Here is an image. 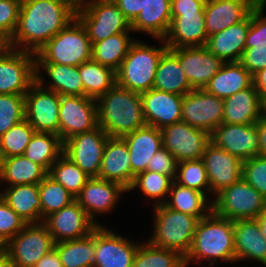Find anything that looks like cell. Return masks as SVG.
Wrapping results in <instances>:
<instances>
[{"mask_svg": "<svg viewBox=\"0 0 266 267\" xmlns=\"http://www.w3.org/2000/svg\"><path fill=\"white\" fill-rule=\"evenodd\" d=\"M75 18L76 13L61 0H22L8 47L37 54Z\"/></svg>", "mask_w": 266, "mask_h": 267, "instance_id": "obj_1", "label": "cell"}, {"mask_svg": "<svg viewBox=\"0 0 266 267\" xmlns=\"http://www.w3.org/2000/svg\"><path fill=\"white\" fill-rule=\"evenodd\" d=\"M236 263L233 221L211 211L198 221L191 248L184 257L185 267L207 261V267L219 262ZM199 262V263H198Z\"/></svg>", "mask_w": 266, "mask_h": 267, "instance_id": "obj_2", "label": "cell"}, {"mask_svg": "<svg viewBox=\"0 0 266 267\" xmlns=\"http://www.w3.org/2000/svg\"><path fill=\"white\" fill-rule=\"evenodd\" d=\"M96 103L98 125L109 137H123L147 125L140 93L115 84Z\"/></svg>", "mask_w": 266, "mask_h": 267, "instance_id": "obj_3", "label": "cell"}, {"mask_svg": "<svg viewBox=\"0 0 266 267\" xmlns=\"http://www.w3.org/2000/svg\"><path fill=\"white\" fill-rule=\"evenodd\" d=\"M162 46L155 47L136 40L116 71V84L120 87L142 93L153 88L158 62L168 49L164 39ZM163 43V44H162Z\"/></svg>", "mask_w": 266, "mask_h": 267, "instance_id": "obj_4", "label": "cell"}, {"mask_svg": "<svg viewBox=\"0 0 266 267\" xmlns=\"http://www.w3.org/2000/svg\"><path fill=\"white\" fill-rule=\"evenodd\" d=\"M153 207V236L147 241L156 247L178 251L185 257L191 248L199 219L164 204Z\"/></svg>", "mask_w": 266, "mask_h": 267, "instance_id": "obj_5", "label": "cell"}, {"mask_svg": "<svg viewBox=\"0 0 266 267\" xmlns=\"http://www.w3.org/2000/svg\"><path fill=\"white\" fill-rule=\"evenodd\" d=\"M92 60V44L81 22L75 18L36 54V63L79 66Z\"/></svg>", "mask_w": 266, "mask_h": 267, "instance_id": "obj_6", "label": "cell"}, {"mask_svg": "<svg viewBox=\"0 0 266 267\" xmlns=\"http://www.w3.org/2000/svg\"><path fill=\"white\" fill-rule=\"evenodd\" d=\"M212 198V211L232 221L256 219L266 209V198L243 178Z\"/></svg>", "mask_w": 266, "mask_h": 267, "instance_id": "obj_7", "label": "cell"}, {"mask_svg": "<svg viewBox=\"0 0 266 267\" xmlns=\"http://www.w3.org/2000/svg\"><path fill=\"white\" fill-rule=\"evenodd\" d=\"M91 44L118 33L133 32L131 23L113 0H97L76 12Z\"/></svg>", "mask_w": 266, "mask_h": 267, "instance_id": "obj_8", "label": "cell"}, {"mask_svg": "<svg viewBox=\"0 0 266 267\" xmlns=\"http://www.w3.org/2000/svg\"><path fill=\"white\" fill-rule=\"evenodd\" d=\"M36 82V54L7 47L0 53V94L25 95Z\"/></svg>", "mask_w": 266, "mask_h": 267, "instance_id": "obj_9", "label": "cell"}, {"mask_svg": "<svg viewBox=\"0 0 266 267\" xmlns=\"http://www.w3.org/2000/svg\"><path fill=\"white\" fill-rule=\"evenodd\" d=\"M54 240L43 223H29L4 245L17 267H33L54 249Z\"/></svg>", "mask_w": 266, "mask_h": 267, "instance_id": "obj_10", "label": "cell"}, {"mask_svg": "<svg viewBox=\"0 0 266 267\" xmlns=\"http://www.w3.org/2000/svg\"><path fill=\"white\" fill-rule=\"evenodd\" d=\"M109 136L98 126L63 142V154L90 177H98Z\"/></svg>", "mask_w": 266, "mask_h": 267, "instance_id": "obj_11", "label": "cell"}, {"mask_svg": "<svg viewBox=\"0 0 266 267\" xmlns=\"http://www.w3.org/2000/svg\"><path fill=\"white\" fill-rule=\"evenodd\" d=\"M163 148L169 150L178 162L202 158L211 143V134L184 122L160 129Z\"/></svg>", "mask_w": 266, "mask_h": 267, "instance_id": "obj_12", "label": "cell"}, {"mask_svg": "<svg viewBox=\"0 0 266 267\" xmlns=\"http://www.w3.org/2000/svg\"><path fill=\"white\" fill-rule=\"evenodd\" d=\"M98 126L96 99L86 96H61L59 137L62 142Z\"/></svg>", "mask_w": 266, "mask_h": 267, "instance_id": "obj_13", "label": "cell"}, {"mask_svg": "<svg viewBox=\"0 0 266 267\" xmlns=\"http://www.w3.org/2000/svg\"><path fill=\"white\" fill-rule=\"evenodd\" d=\"M61 96L43 88L37 81L25 94V119L36 132L59 136V108Z\"/></svg>", "mask_w": 266, "mask_h": 267, "instance_id": "obj_14", "label": "cell"}, {"mask_svg": "<svg viewBox=\"0 0 266 267\" xmlns=\"http://www.w3.org/2000/svg\"><path fill=\"white\" fill-rule=\"evenodd\" d=\"M224 100L195 89L183 96L181 121L212 133L223 122Z\"/></svg>", "mask_w": 266, "mask_h": 267, "instance_id": "obj_15", "label": "cell"}, {"mask_svg": "<svg viewBox=\"0 0 266 267\" xmlns=\"http://www.w3.org/2000/svg\"><path fill=\"white\" fill-rule=\"evenodd\" d=\"M139 245L104 225L97 226L93 267H132Z\"/></svg>", "mask_w": 266, "mask_h": 267, "instance_id": "obj_16", "label": "cell"}, {"mask_svg": "<svg viewBox=\"0 0 266 267\" xmlns=\"http://www.w3.org/2000/svg\"><path fill=\"white\" fill-rule=\"evenodd\" d=\"M211 142L242 161L259 156V134L256 123H222L211 133Z\"/></svg>", "mask_w": 266, "mask_h": 267, "instance_id": "obj_17", "label": "cell"}, {"mask_svg": "<svg viewBox=\"0 0 266 267\" xmlns=\"http://www.w3.org/2000/svg\"><path fill=\"white\" fill-rule=\"evenodd\" d=\"M42 223L52 235L54 243L83 238L97 227L76 200L47 216Z\"/></svg>", "mask_w": 266, "mask_h": 267, "instance_id": "obj_18", "label": "cell"}, {"mask_svg": "<svg viewBox=\"0 0 266 267\" xmlns=\"http://www.w3.org/2000/svg\"><path fill=\"white\" fill-rule=\"evenodd\" d=\"M126 192L128 190L117 182L91 177L76 197V201L97 226H102L96 221V216L111 212L121 200L119 197Z\"/></svg>", "mask_w": 266, "mask_h": 267, "instance_id": "obj_19", "label": "cell"}, {"mask_svg": "<svg viewBox=\"0 0 266 267\" xmlns=\"http://www.w3.org/2000/svg\"><path fill=\"white\" fill-rule=\"evenodd\" d=\"M177 56L193 90L204 89L221 69L224 62L205 46L171 49Z\"/></svg>", "mask_w": 266, "mask_h": 267, "instance_id": "obj_20", "label": "cell"}, {"mask_svg": "<svg viewBox=\"0 0 266 267\" xmlns=\"http://www.w3.org/2000/svg\"><path fill=\"white\" fill-rule=\"evenodd\" d=\"M201 159L206 167L210 194L214 196L242 178L243 161L212 142L207 146Z\"/></svg>", "mask_w": 266, "mask_h": 267, "instance_id": "obj_21", "label": "cell"}, {"mask_svg": "<svg viewBox=\"0 0 266 267\" xmlns=\"http://www.w3.org/2000/svg\"><path fill=\"white\" fill-rule=\"evenodd\" d=\"M262 0H206L204 17L207 36L245 20Z\"/></svg>", "mask_w": 266, "mask_h": 267, "instance_id": "obj_22", "label": "cell"}, {"mask_svg": "<svg viewBox=\"0 0 266 267\" xmlns=\"http://www.w3.org/2000/svg\"><path fill=\"white\" fill-rule=\"evenodd\" d=\"M140 95L147 125L162 129L181 122L183 96L154 88Z\"/></svg>", "mask_w": 266, "mask_h": 267, "instance_id": "obj_23", "label": "cell"}, {"mask_svg": "<svg viewBox=\"0 0 266 267\" xmlns=\"http://www.w3.org/2000/svg\"><path fill=\"white\" fill-rule=\"evenodd\" d=\"M266 0H262L250 14L245 50L239 63L252 75L266 68Z\"/></svg>", "mask_w": 266, "mask_h": 267, "instance_id": "obj_24", "label": "cell"}, {"mask_svg": "<svg viewBox=\"0 0 266 267\" xmlns=\"http://www.w3.org/2000/svg\"><path fill=\"white\" fill-rule=\"evenodd\" d=\"M127 143L122 137H109L97 178L114 181L129 190L135 179Z\"/></svg>", "mask_w": 266, "mask_h": 267, "instance_id": "obj_25", "label": "cell"}, {"mask_svg": "<svg viewBox=\"0 0 266 267\" xmlns=\"http://www.w3.org/2000/svg\"><path fill=\"white\" fill-rule=\"evenodd\" d=\"M204 12L172 16L164 42L168 49L205 46L207 41Z\"/></svg>", "mask_w": 266, "mask_h": 267, "instance_id": "obj_26", "label": "cell"}, {"mask_svg": "<svg viewBox=\"0 0 266 267\" xmlns=\"http://www.w3.org/2000/svg\"><path fill=\"white\" fill-rule=\"evenodd\" d=\"M233 232L236 263L253 260L266 266V238L257 219L233 221Z\"/></svg>", "mask_w": 266, "mask_h": 267, "instance_id": "obj_27", "label": "cell"}, {"mask_svg": "<svg viewBox=\"0 0 266 267\" xmlns=\"http://www.w3.org/2000/svg\"><path fill=\"white\" fill-rule=\"evenodd\" d=\"M250 27V15L243 21L207 38L205 48L224 63L239 62Z\"/></svg>", "mask_w": 266, "mask_h": 267, "instance_id": "obj_28", "label": "cell"}, {"mask_svg": "<svg viewBox=\"0 0 266 267\" xmlns=\"http://www.w3.org/2000/svg\"><path fill=\"white\" fill-rule=\"evenodd\" d=\"M41 70H44L43 72L51 80H49V84L44 82L45 79L41 75ZM36 81L43 88L55 91L60 96H84V86L78 72V66L58 63H36Z\"/></svg>", "mask_w": 266, "mask_h": 267, "instance_id": "obj_29", "label": "cell"}, {"mask_svg": "<svg viewBox=\"0 0 266 267\" xmlns=\"http://www.w3.org/2000/svg\"><path fill=\"white\" fill-rule=\"evenodd\" d=\"M127 143L132 172L147 171L151 157L163 147L160 129L145 125L122 137Z\"/></svg>", "mask_w": 266, "mask_h": 267, "instance_id": "obj_30", "label": "cell"}, {"mask_svg": "<svg viewBox=\"0 0 266 267\" xmlns=\"http://www.w3.org/2000/svg\"><path fill=\"white\" fill-rule=\"evenodd\" d=\"M223 122L256 123L263 115V101L254 85L224 99Z\"/></svg>", "mask_w": 266, "mask_h": 267, "instance_id": "obj_31", "label": "cell"}, {"mask_svg": "<svg viewBox=\"0 0 266 267\" xmlns=\"http://www.w3.org/2000/svg\"><path fill=\"white\" fill-rule=\"evenodd\" d=\"M0 197L27 224L41 223L39 184L8 186L4 191H0Z\"/></svg>", "mask_w": 266, "mask_h": 267, "instance_id": "obj_32", "label": "cell"}, {"mask_svg": "<svg viewBox=\"0 0 266 267\" xmlns=\"http://www.w3.org/2000/svg\"><path fill=\"white\" fill-rule=\"evenodd\" d=\"M171 0H148L131 23L134 32H143L155 39H164L171 24Z\"/></svg>", "mask_w": 266, "mask_h": 267, "instance_id": "obj_33", "label": "cell"}, {"mask_svg": "<svg viewBox=\"0 0 266 267\" xmlns=\"http://www.w3.org/2000/svg\"><path fill=\"white\" fill-rule=\"evenodd\" d=\"M252 85L253 75L248 70L239 62H228L222 65L204 89L224 100Z\"/></svg>", "mask_w": 266, "mask_h": 267, "instance_id": "obj_34", "label": "cell"}, {"mask_svg": "<svg viewBox=\"0 0 266 267\" xmlns=\"http://www.w3.org/2000/svg\"><path fill=\"white\" fill-rule=\"evenodd\" d=\"M153 88L181 96L193 90L178 56L171 49H167L158 62Z\"/></svg>", "mask_w": 266, "mask_h": 267, "instance_id": "obj_35", "label": "cell"}, {"mask_svg": "<svg viewBox=\"0 0 266 267\" xmlns=\"http://www.w3.org/2000/svg\"><path fill=\"white\" fill-rule=\"evenodd\" d=\"M170 197V198H169ZM164 205L172 210L197 217L199 220L212 211V198L197 190L172 182Z\"/></svg>", "mask_w": 266, "mask_h": 267, "instance_id": "obj_36", "label": "cell"}, {"mask_svg": "<svg viewBox=\"0 0 266 267\" xmlns=\"http://www.w3.org/2000/svg\"><path fill=\"white\" fill-rule=\"evenodd\" d=\"M130 33H118L94 43L92 45V60L112 68L116 72L129 52L130 47L136 41L134 38L131 39Z\"/></svg>", "mask_w": 266, "mask_h": 267, "instance_id": "obj_37", "label": "cell"}, {"mask_svg": "<svg viewBox=\"0 0 266 267\" xmlns=\"http://www.w3.org/2000/svg\"><path fill=\"white\" fill-rule=\"evenodd\" d=\"M47 174L42 166L24 155L12 156L5 158L0 181L8 183L9 186L39 184Z\"/></svg>", "mask_w": 266, "mask_h": 267, "instance_id": "obj_38", "label": "cell"}, {"mask_svg": "<svg viewBox=\"0 0 266 267\" xmlns=\"http://www.w3.org/2000/svg\"><path fill=\"white\" fill-rule=\"evenodd\" d=\"M62 154L63 142L57 134L35 132L23 155L49 172Z\"/></svg>", "mask_w": 266, "mask_h": 267, "instance_id": "obj_39", "label": "cell"}, {"mask_svg": "<svg viewBox=\"0 0 266 267\" xmlns=\"http://www.w3.org/2000/svg\"><path fill=\"white\" fill-rule=\"evenodd\" d=\"M63 267H93L95 229L83 238L54 244Z\"/></svg>", "mask_w": 266, "mask_h": 267, "instance_id": "obj_40", "label": "cell"}, {"mask_svg": "<svg viewBox=\"0 0 266 267\" xmlns=\"http://www.w3.org/2000/svg\"><path fill=\"white\" fill-rule=\"evenodd\" d=\"M78 72L83 81L86 97L97 99L116 84V72L93 60L80 64Z\"/></svg>", "mask_w": 266, "mask_h": 267, "instance_id": "obj_41", "label": "cell"}, {"mask_svg": "<svg viewBox=\"0 0 266 267\" xmlns=\"http://www.w3.org/2000/svg\"><path fill=\"white\" fill-rule=\"evenodd\" d=\"M132 267H185V262L178 251L153 246L146 240L139 245Z\"/></svg>", "mask_w": 266, "mask_h": 267, "instance_id": "obj_42", "label": "cell"}, {"mask_svg": "<svg viewBox=\"0 0 266 267\" xmlns=\"http://www.w3.org/2000/svg\"><path fill=\"white\" fill-rule=\"evenodd\" d=\"M39 196L41 201V223L43 220L71 204L76 198L60 183L48 174L39 183Z\"/></svg>", "mask_w": 266, "mask_h": 267, "instance_id": "obj_43", "label": "cell"}, {"mask_svg": "<svg viewBox=\"0 0 266 267\" xmlns=\"http://www.w3.org/2000/svg\"><path fill=\"white\" fill-rule=\"evenodd\" d=\"M48 175L63 185L75 198L91 178L64 154L53 163Z\"/></svg>", "mask_w": 266, "mask_h": 267, "instance_id": "obj_44", "label": "cell"}, {"mask_svg": "<svg viewBox=\"0 0 266 267\" xmlns=\"http://www.w3.org/2000/svg\"><path fill=\"white\" fill-rule=\"evenodd\" d=\"M172 182L173 180L167 175L147 170L135 176L128 192L139 189L141 193L155 201L153 206L162 205L167 199Z\"/></svg>", "mask_w": 266, "mask_h": 267, "instance_id": "obj_45", "label": "cell"}, {"mask_svg": "<svg viewBox=\"0 0 266 267\" xmlns=\"http://www.w3.org/2000/svg\"><path fill=\"white\" fill-rule=\"evenodd\" d=\"M174 182L181 186L202 192L209 198V179L206 167L201 158L178 162ZM208 193L209 195H207Z\"/></svg>", "mask_w": 266, "mask_h": 267, "instance_id": "obj_46", "label": "cell"}, {"mask_svg": "<svg viewBox=\"0 0 266 267\" xmlns=\"http://www.w3.org/2000/svg\"><path fill=\"white\" fill-rule=\"evenodd\" d=\"M35 132L34 128L24 119L0 136L5 158L23 155Z\"/></svg>", "mask_w": 266, "mask_h": 267, "instance_id": "obj_47", "label": "cell"}, {"mask_svg": "<svg viewBox=\"0 0 266 267\" xmlns=\"http://www.w3.org/2000/svg\"><path fill=\"white\" fill-rule=\"evenodd\" d=\"M25 119V95L0 94V136Z\"/></svg>", "mask_w": 266, "mask_h": 267, "instance_id": "obj_48", "label": "cell"}, {"mask_svg": "<svg viewBox=\"0 0 266 267\" xmlns=\"http://www.w3.org/2000/svg\"><path fill=\"white\" fill-rule=\"evenodd\" d=\"M242 178L266 198V157L255 156L243 161Z\"/></svg>", "mask_w": 266, "mask_h": 267, "instance_id": "obj_49", "label": "cell"}, {"mask_svg": "<svg viewBox=\"0 0 266 267\" xmlns=\"http://www.w3.org/2000/svg\"><path fill=\"white\" fill-rule=\"evenodd\" d=\"M27 223L0 197V242L5 245Z\"/></svg>", "mask_w": 266, "mask_h": 267, "instance_id": "obj_50", "label": "cell"}, {"mask_svg": "<svg viewBox=\"0 0 266 267\" xmlns=\"http://www.w3.org/2000/svg\"><path fill=\"white\" fill-rule=\"evenodd\" d=\"M21 1L0 0V36L7 43L17 28Z\"/></svg>", "mask_w": 266, "mask_h": 267, "instance_id": "obj_51", "label": "cell"}, {"mask_svg": "<svg viewBox=\"0 0 266 267\" xmlns=\"http://www.w3.org/2000/svg\"><path fill=\"white\" fill-rule=\"evenodd\" d=\"M177 164L178 161L171 152L162 147L149 160L147 170L167 175L174 181Z\"/></svg>", "mask_w": 266, "mask_h": 267, "instance_id": "obj_52", "label": "cell"}, {"mask_svg": "<svg viewBox=\"0 0 266 267\" xmlns=\"http://www.w3.org/2000/svg\"><path fill=\"white\" fill-rule=\"evenodd\" d=\"M205 2L206 0H171V15L204 12Z\"/></svg>", "mask_w": 266, "mask_h": 267, "instance_id": "obj_53", "label": "cell"}, {"mask_svg": "<svg viewBox=\"0 0 266 267\" xmlns=\"http://www.w3.org/2000/svg\"><path fill=\"white\" fill-rule=\"evenodd\" d=\"M126 18L132 23L145 8L148 0H113Z\"/></svg>", "mask_w": 266, "mask_h": 267, "instance_id": "obj_54", "label": "cell"}, {"mask_svg": "<svg viewBox=\"0 0 266 267\" xmlns=\"http://www.w3.org/2000/svg\"><path fill=\"white\" fill-rule=\"evenodd\" d=\"M33 267H63L55 249L44 255Z\"/></svg>", "mask_w": 266, "mask_h": 267, "instance_id": "obj_55", "label": "cell"}, {"mask_svg": "<svg viewBox=\"0 0 266 267\" xmlns=\"http://www.w3.org/2000/svg\"><path fill=\"white\" fill-rule=\"evenodd\" d=\"M259 134V156L266 157V117L261 116L256 122Z\"/></svg>", "mask_w": 266, "mask_h": 267, "instance_id": "obj_56", "label": "cell"}, {"mask_svg": "<svg viewBox=\"0 0 266 267\" xmlns=\"http://www.w3.org/2000/svg\"><path fill=\"white\" fill-rule=\"evenodd\" d=\"M253 85L263 101L266 98V68L259 70L253 75Z\"/></svg>", "mask_w": 266, "mask_h": 267, "instance_id": "obj_57", "label": "cell"}, {"mask_svg": "<svg viewBox=\"0 0 266 267\" xmlns=\"http://www.w3.org/2000/svg\"><path fill=\"white\" fill-rule=\"evenodd\" d=\"M65 4H67L75 13L85 9L90 4L97 0H61Z\"/></svg>", "mask_w": 266, "mask_h": 267, "instance_id": "obj_58", "label": "cell"}, {"mask_svg": "<svg viewBox=\"0 0 266 267\" xmlns=\"http://www.w3.org/2000/svg\"><path fill=\"white\" fill-rule=\"evenodd\" d=\"M0 267H17L12 258L4 250L0 253Z\"/></svg>", "mask_w": 266, "mask_h": 267, "instance_id": "obj_59", "label": "cell"}, {"mask_svg": "<svg viewBox=\"0 0 266 267\" xmlns=\"http://www.w3.org/2000/svg\"><path fill=\"white\" fill-rule=\"evenodd\" d=\"M262 235L266 238V209L256 218Z\"/></svg>", "mask_w": 266, "mask_h": 267, "instance_id": "obj_60", "label": "cell"}, {"mask_svg": "<svg viewBox=\"0 0 266 267\" xmlns=\"http://www.w3.org/2000/svg\"><path fill=\"white\" fill-rule=\"evenodd\" d=\"M4 162H5V156L3 154L1 143H0V177L2 174Z\"/></svg>", "mask_w": 266, "mask_h": 267, "instance_id": "obj_61", "label": "cell"}, {"mask_svg": "<svg viewBox=\"0 0 266 267\" xmlns=\"http://www.w3.org/2000/svg\"><path fill=\"white\" fill-rule=\"evenodd\" d=\"M8 47V43L0 36V53Z\"/></svg>", "mask_w": 266, "mask_h": 267, "instance_id": "obj_62", "label": "cell"}, {"mask_svg": "<svg viewBox=\"0 0 266 267\" xmlns=\"http://www.w3.org/2000/svg\"><path fill=\"white\" fill-rule=\"evenodd\" d=\"M263 116L266 117V98L263 100Z\"/></svg>", "mask_w": 266, "mask_h": 267, "instance_id": "obj_63", "label": "cell"}, {"mask_svg": "<svg viewBox=\"0 0 266 267\" xmlns=\"http://www.w3.org/2000/svg\"><path fill=\"white\" fill-rule=\"evenodd\" d=\"M4 250V245L0 242V253Z\"/></svg>", "mask_w": 266, "mask_h": 267, "instance_id": "obj_64", "label": "cell"}]
</instances>
